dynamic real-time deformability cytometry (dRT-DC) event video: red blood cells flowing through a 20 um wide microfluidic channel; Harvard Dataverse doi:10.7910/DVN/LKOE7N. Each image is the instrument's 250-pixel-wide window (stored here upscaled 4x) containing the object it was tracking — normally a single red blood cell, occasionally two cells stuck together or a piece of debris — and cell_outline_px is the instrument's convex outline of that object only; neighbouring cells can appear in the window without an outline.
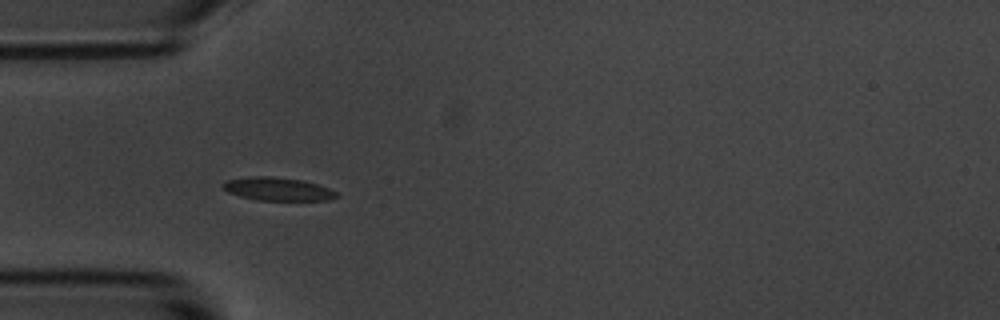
{"species": "common noctule bat (a hibernating species)", "species_latin": "Nyctalus noctula", "temperature_condition": "room temperature", "stored_images_in_passage": 10, "camera_frame_rate_fps": 3000, "um_per_image_px": 0.085, "animal": {"sex": "male", "body_mass_g": 20.1, "forearm_length_mm": 53.5}, "frame": {"image": 1, "passage_image": 5, "time_ms": 1.333, "image_size_px": [1000, 320], "cell_outline_px": [[340, 196], [328, 200], [256, 200], [240, 196], [228, 192], [220, 184], [228, 180], [252, 176], [272, 176], [304, 180], [328, 188], [336, 192]], "centroid_in_image_um": [23.61, 16.06], "position_along_channel_um": 61.4, "area_um2": 15.32}}
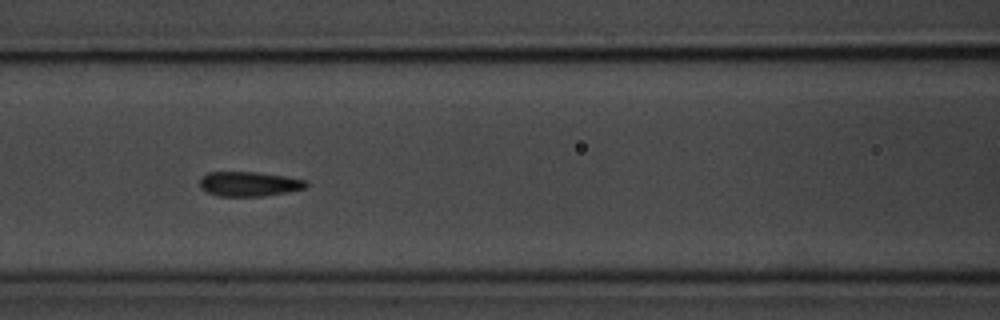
{"frame": {"image": 2, "passage_image": 7, "time_ms": 2.0, "image_size_px": [1000, 320], "cell_outline_px": [[308, 184], [304, 188], [288, 192], [264, 196], [216, 196], [200, 188], [200, 176], [208, 172], [256, 172], [284, 176], [308, 180]], "centroid_in_image_um": [21.15, 15.63], "position_along_channel_um": 145.4, "area_um2": 15.37}}
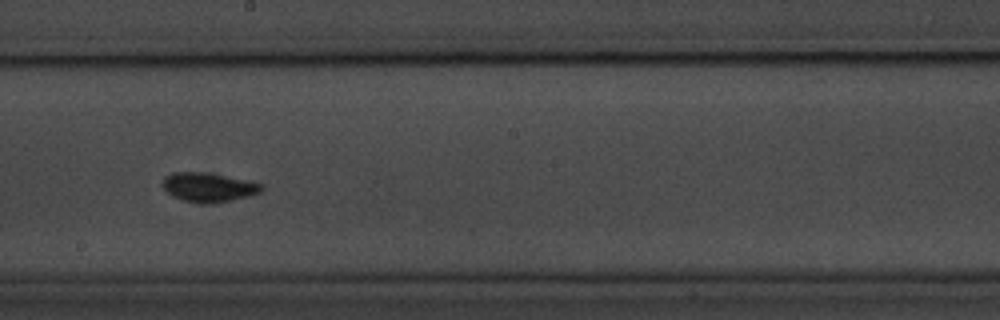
{"frame": {"image": 3, "passage_image": 9, "time_ms": 2.667, "image_size_px": [1000, 320], "cell_outline_px": [[264, 188], [260, 192], [252, 196], [212, 204], [196, 204], [180, 200], [172, 196], [164, 188], [164, 176], [172, 172], [196, 172], [244, 180], [264, 184]], "centroid_in_image_um": [17.72, 15.96], "position_along_channel_um": 230.5, "area_um2": 16.76}}